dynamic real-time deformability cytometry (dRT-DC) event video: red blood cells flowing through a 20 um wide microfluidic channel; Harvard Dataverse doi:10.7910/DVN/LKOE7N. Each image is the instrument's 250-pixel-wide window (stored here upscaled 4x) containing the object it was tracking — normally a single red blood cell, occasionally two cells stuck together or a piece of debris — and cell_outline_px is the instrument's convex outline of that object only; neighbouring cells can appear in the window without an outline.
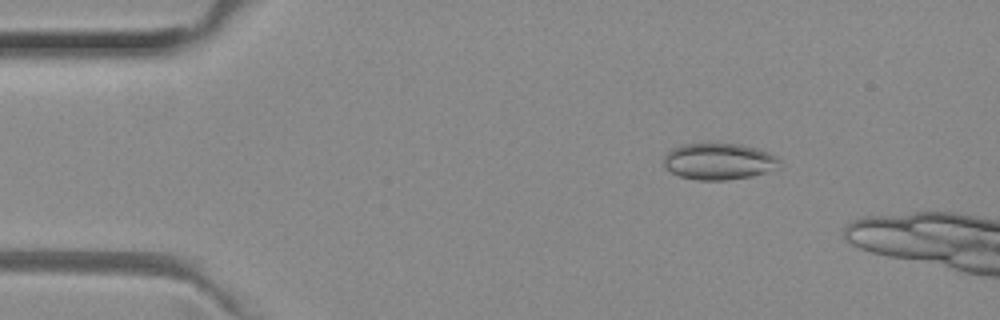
{"species": "common noctule bat (a hibernating species)", "species_latin": "Nyctalus noctula", "temperature_condition": "room temperature", "stored_images_in_passage": 45, "camera_frame_rate_fps": 3000, "um_per_image_px": 0.085, "animal": {"sex": "female", "body_mass_g": 29.2, "forearm_length_mm": 56.3}, "frame": {"image": 1, "passage_image": 8, "time_ms": 2.333, "image_size_px": [1000, 320], "cell_outline_px": [[780, 160], [764, 172], [752, 176], [728, 180], [696, 180], [680, 176], [664, 168], [664, 156], [672, 148], [684, 144], [740, 144], [756, 148], [768, 152], [776, 156]], "centroid_in_image_um": [61.02, 13.72], "position_along_channel_um": 24.0, "area_um2": 24.16}}
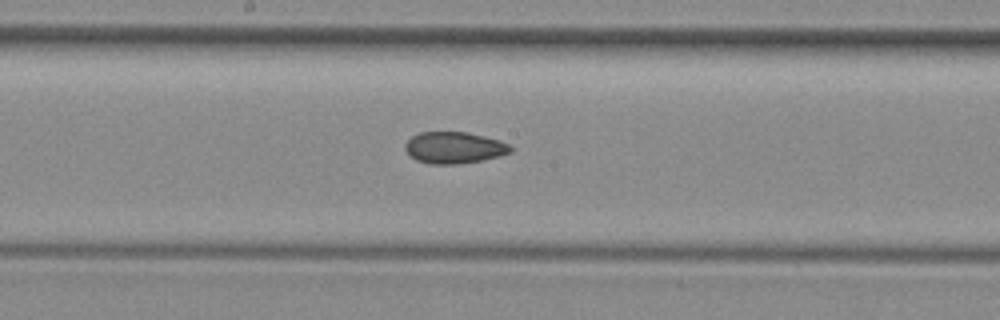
{"frame": {"image": 2, "passage_image": 27, "time_ms": 8.667, "image_size_px": [1000, 320], "cell_outline_px": [[512, 152], [500, 156], [480, 160], [456, 164], [428, 164], [416, 160], [404, 148], [404, 144], [412, 136], [420, 132], [468, 132], [500, 140], [508, 144], [512, 148]], "centroid_in_image_um": [38.6, 12.55], "position_along_channel_um": 209.6, "area_um2": 19.36}}
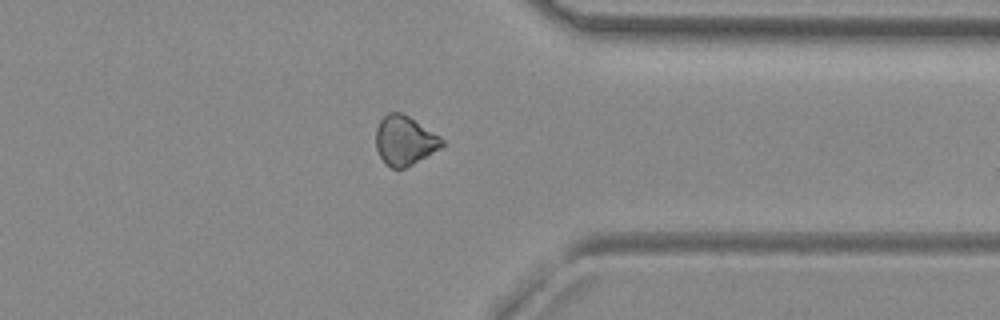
{"frame": {"image": 3, "passage_image": 40, "time_ms": 13.0, "image_size_px": [1000, 320], "cell_outline_px": [[444, 144], [440, 148], [412, 164], [404, 168], [392, 168], [384, 164], [376, 148], [376, 128], [380, 120], [388, 112], [400, 112], [408, 116], [440, 136], [444, 140]], "centroid_in_image_um": [34.37, 11.94], "position_along_channel_um": 377.0, "area_um2": 18.84}}